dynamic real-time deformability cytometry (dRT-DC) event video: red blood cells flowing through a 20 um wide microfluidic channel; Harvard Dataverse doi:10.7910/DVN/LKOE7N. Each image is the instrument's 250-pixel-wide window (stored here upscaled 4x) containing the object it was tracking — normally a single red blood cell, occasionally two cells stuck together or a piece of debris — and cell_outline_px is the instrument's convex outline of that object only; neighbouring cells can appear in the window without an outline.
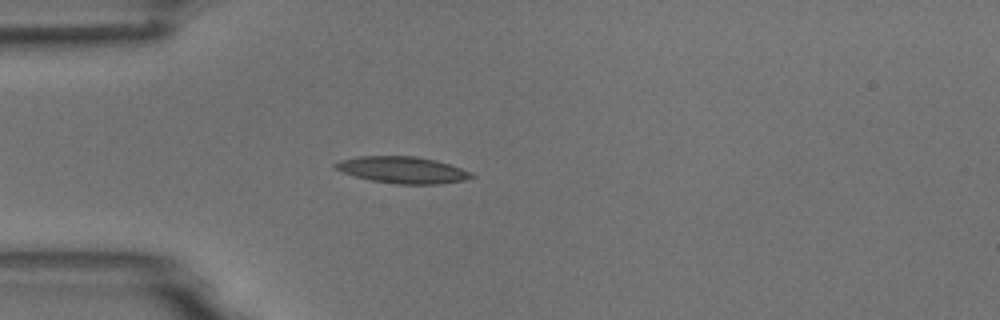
{"species": "common noctule bat (a hibernating species)", "species_latin": "Nyctalus noctula", "temperature_condition": "room temperature", "stored_images_in_passage": 3, "camera_frame_rate_fps": 3000, "um_per_image_px": 0.085, "animal": {"sex": "male", "body_mass_g": 18.8}, "frame": {"image": 1, "passage_image": 1, "time_ms": 0.0, "image_size_px": [1000, 320], "cell_outline_px": [[476, 176], [464, 180], [440, 184], [396, 184], [372, 180], [356, 176], [344, 172], [336, 168], [332, 164], [340, 160], [360, 156], [416, 156], [436, 160], [472, 172]], "centroid_in_image_um": [34.25, 14.44], "position_along_channel_um": 50.8, "area_um2": 20.98}}